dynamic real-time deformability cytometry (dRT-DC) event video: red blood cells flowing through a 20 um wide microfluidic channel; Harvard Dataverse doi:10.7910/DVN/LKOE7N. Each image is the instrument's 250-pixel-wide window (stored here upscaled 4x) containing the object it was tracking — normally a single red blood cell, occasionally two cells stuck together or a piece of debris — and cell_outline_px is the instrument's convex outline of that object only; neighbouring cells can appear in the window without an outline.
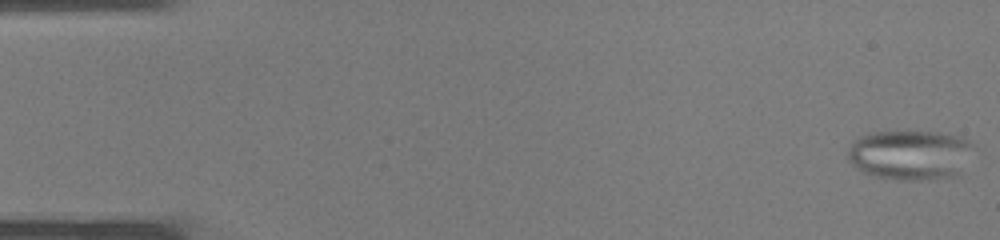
{"species": "common noctule bat (a hibernating species)", "species_latin": "Nyctalus noctula", "temperature_condition": "warm", "stored_images_in_passage": 8, "camera_frame_rate_fps": 3000, "um_per_image_px": 0.085, "animal": {"sex": "male", "body_mass_g": 19.0, "forearm_length_mm": 50.8}, "frame": {"image": 1, "passage_image": 1, "time_ms": 0.0, "image_size_px": [1000, 240], "cell_outline_px": [[976, 148], [960, 172], [956, 176], [920, 180], [896, 180], [872, 176], [860, 172], [848, 160], [848, 148], [852, 140], [868, 132], [936, 132], [960, 136], [968, 140]], "centroid_in_image_um": [77.34, 13.17], "position_along_channel_um": 7.7, "area_um2": 37.11}}